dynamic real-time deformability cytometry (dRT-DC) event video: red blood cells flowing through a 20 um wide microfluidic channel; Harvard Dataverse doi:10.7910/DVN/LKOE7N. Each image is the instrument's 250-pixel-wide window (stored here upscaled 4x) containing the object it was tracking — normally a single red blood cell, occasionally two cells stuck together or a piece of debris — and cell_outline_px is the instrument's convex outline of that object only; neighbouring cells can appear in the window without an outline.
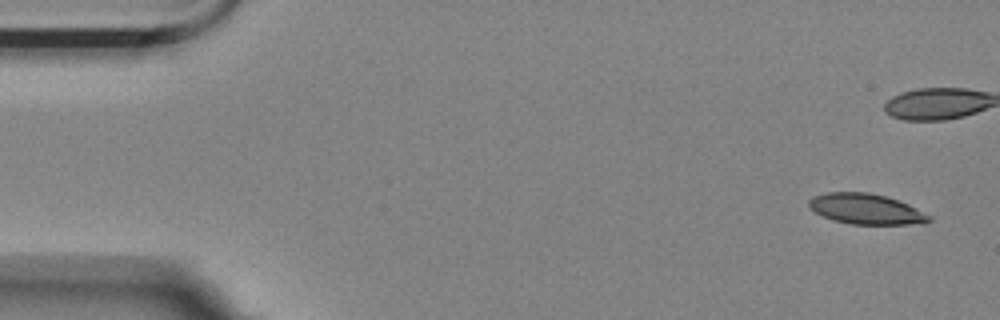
{"species": "Egyptian fruit bat (a non-hibernating species)", "species_latin": "Rousettus aegyptiacus", "temperature_condition": "room temperature", "stored_images_in_passage": 7, "camera_frame_rate_fps": 3000, "um_per_image_px": 0.085, "animal": {"sex": "female"}, "frame": {"image": 1, "passage_image": 1, "time_ms": 0.0, "image_size_px": [1000, 320], "cell_outline_px": [[932, 220], [908, 224], [852, 224], [832, 220], [808, 208], [808, 200], [812, 196], [828, 192], [868, 192], [884, 196], [908, 204], [932, 216]], "centroid_in_image_um": [73.56, 17.75], "position_along_channel_um": 11.4, "area_um2": 21.15}}
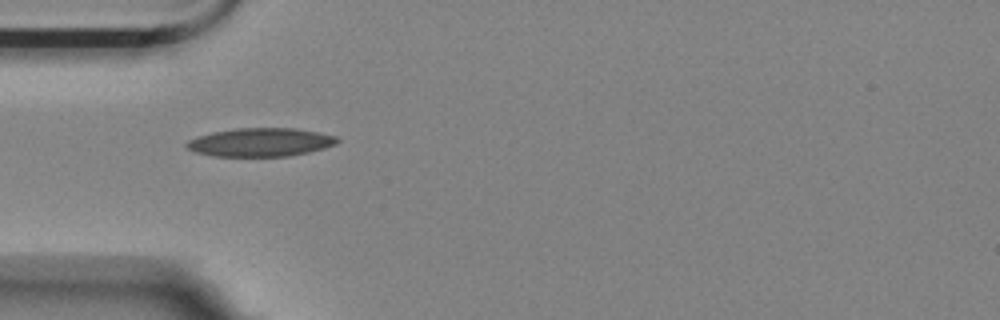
{"frame": {"image": 2, "passage_image": 6, "time_ms": 5.667, "image_size_px": [1000, 320], "cell_outline_px": [[340, 140], [336, 144], [324, 148], [308, 152], [288, 156], [212, 156], [192, 152], [184, 144], [188, 140], [212, 132], [236, 128], [296, 128], [336, 136]], "centroid_in_image_um": [22.12, 12.09], "position_along_channel_um": 62.9, "area_um2": 24.97}}
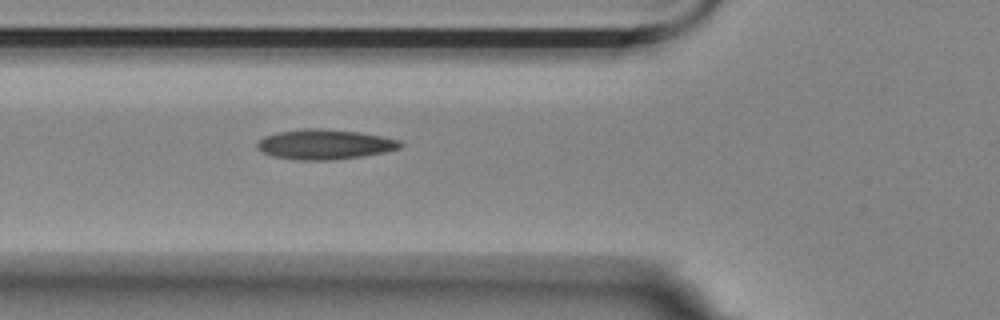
{"frame": {"image": 3, "passage_image": 7, "time_ms": 6.667, "image_size_px": [1000, 320], "cell_outline_px": [[404, 144], [400, 148], [384, 152], [360, 156], [328, 160], [300, 160], [272, 156], [256, 148], [256, 144], [264, 136], [276, 132], [304, 128], [324, 128], [360, 132], [400, 140]], "centroid_in_image_um": [27.58, 12.26], "position_along_channel_um": 98.2, "area_um2": 24.97}}